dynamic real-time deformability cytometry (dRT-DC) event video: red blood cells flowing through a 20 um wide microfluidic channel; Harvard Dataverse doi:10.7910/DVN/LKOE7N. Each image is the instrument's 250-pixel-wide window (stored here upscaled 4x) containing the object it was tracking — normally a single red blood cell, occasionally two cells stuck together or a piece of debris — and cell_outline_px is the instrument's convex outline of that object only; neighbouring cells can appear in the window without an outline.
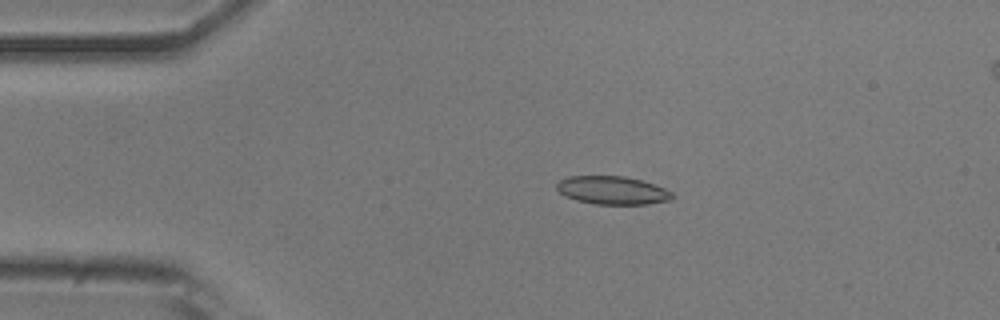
{"species": "common noctule bat (a hibernating species)", "species_latin": "Nyctalus noctula", "temperature_condition": "room temperature", "stored_images_in_passage": 49, "camera_frame_rate_fps": 3000, "um_per_image_px": 0.085, "animal": {"sex": "male", "body_mass_g": 20.5, "forearm_length_mm": 52.5}, "frame": {"image": 1, "passage_image": 7, "time_ms": 2.0, "image_size_px": [1000, 320], "cell_outline_px": [[676, 196], [672, 200], [648, 204], [596, 204], [576, 200], [564, 196], [556, 188], [556, 184], [560, 180], [568, 176], [624, 176], [640, 180], [664, 188], [672, 192]], "centroid_in_image_um": [52.06, 16.18], "position_along_channel_um": 32.9, "area_um2": 19.02}}
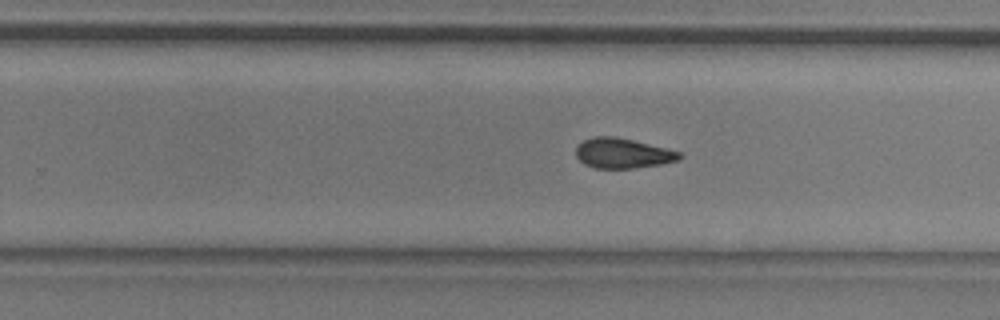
{"frame": {"image": 2, "passage_image": 29, "time_ms": 9.333, "image_size_px": [1000, 320], "cell_outline_px": [[684, 156], [680, 160], [660, 164], [632, 168], [596, 168], [584, 164], [576, 156], [576, 144], [584, 140], [596, 136], [616, 136], [680, 152]], "centroid_in_image_um": [52.91, 13.02], "position_along_channel_um": 276.9, "area_um2": 18.03}}
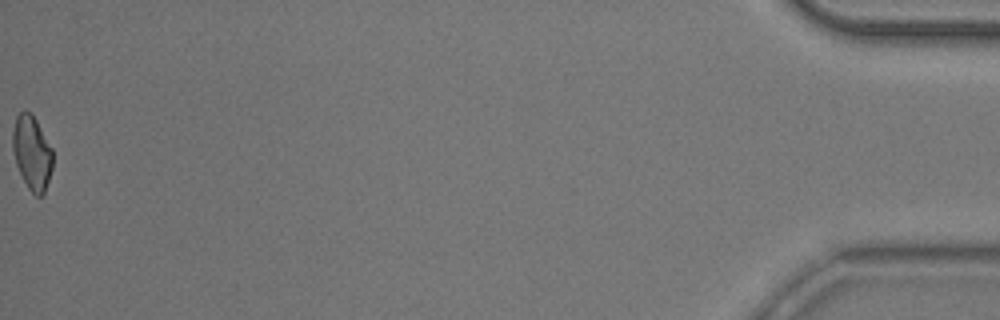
{"frame": {"image": 3, "passage_image": 49, "time_ms": 16.0, "image_size_px": [1000, 320], "cell_outline_px": [[52, 168], [44, 192], [40, 196], [36, 196], [28, 188], [16, 164], [12, 148], [12, 132], [16, 116], [24, 108], [32, 112], [52, 148]], "centroid_in_image_um": [2.7, 12.92], "position_along_channel_um": 432.5, "area_um2": 17.34}, "authors_computed_cell_mechanics": {"area_um2": 18.496, "velocity_mm_per_s": 3.8725, "shape_relaxation_time_tau1_ms": 5.4265, "shape_relaxation_time_tau2_ms": 2.6778, "deformation_change_tau1": 0.1405, "deformation_change_tau2": 0.0863}}